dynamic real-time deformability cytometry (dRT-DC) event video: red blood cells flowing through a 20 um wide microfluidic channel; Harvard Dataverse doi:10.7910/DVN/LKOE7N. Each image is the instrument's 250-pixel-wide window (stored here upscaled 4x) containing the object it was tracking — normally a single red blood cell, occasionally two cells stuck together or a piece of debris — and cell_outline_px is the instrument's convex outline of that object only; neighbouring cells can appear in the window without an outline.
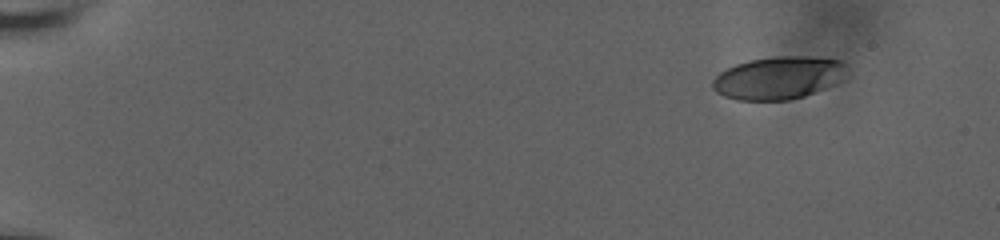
{"species": "human", "species_latin": "Homo sapiens", "temperature_condition": "room temperature", "stored_images_in_passage": 53, "camera_frame_rate_fps": 3000, "um_per_image_px": 0.085, "donor": {"sex": "male"}, "frame": {"image": 1, "passage_image": 1, "time_ms": 0.0, "image_size_px": [1000, 240], "cell_outline_px": [[844, 80], [836, 84], [804, 96], [792, 100], [736, 100], [724, 96], [716, 92], [712, 88], [712, 80], [720, 72], [736, 64], [748, 60], [776, 56], [804, 56], [840, 60], [844, 64]], "centroid_in_image_um": [66.15, 6.62], "position_along_channel_um": 18.9, "area_um2": 33.47}}
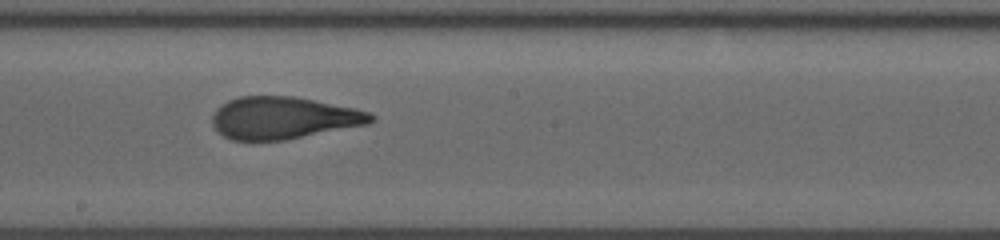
{"frame": {"image": 2, "passage_image": 30, "time_ms": 9.667, "image_size_px": [1000, 240], "cell_outline_px": [[376, 116], [368, 124], [284, 140], [232, 140], [224, 136], [212, 124], [212, 116], [216, 108], [228, 100], [240, 96], [292, 96], [356, 108], [368, 112]], "centroid_in_image_um": [24.07, 10.01], "position_along_channel_um": 224.1, "area_um2": 38.78}}
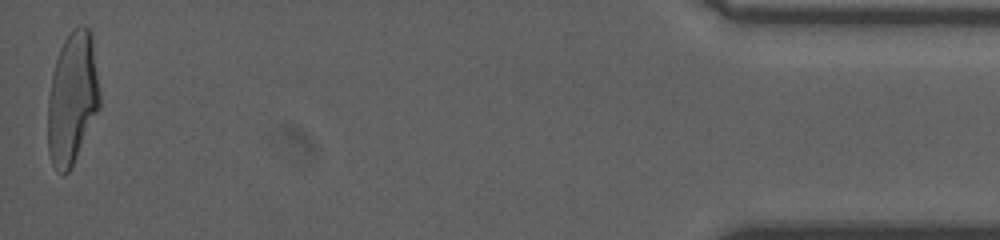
{"frame": {"image": 3, "passage_image": 53, "time_ms": 17.333, "image_size_px": [1000, 240], "cell_outline_px": [[100, 108], [68, 172], [56, 172], [52, 164], [48, 152], [48, 96], [52, 72], [60, 48], [64, 40], [72, 28], [80, 24], [84, 24], [92, 32], [100, 92]], "centroid_in_image_um": [6.15, 8.29], "position_along_channel_um": 429.0, "area_um2": 40.17}, "authors_computed_cell_mechanics": {"area_um2": 39.015, "velocity_mm_per_s": 3.7333, "shape_relaxation_time_tau1_ms": 6.002, "shape_relaxation_time_tau2_ms": 1.0383, "deformation_change_tau1": 0.2327, "deformation_change_tau2": 0.0902}}